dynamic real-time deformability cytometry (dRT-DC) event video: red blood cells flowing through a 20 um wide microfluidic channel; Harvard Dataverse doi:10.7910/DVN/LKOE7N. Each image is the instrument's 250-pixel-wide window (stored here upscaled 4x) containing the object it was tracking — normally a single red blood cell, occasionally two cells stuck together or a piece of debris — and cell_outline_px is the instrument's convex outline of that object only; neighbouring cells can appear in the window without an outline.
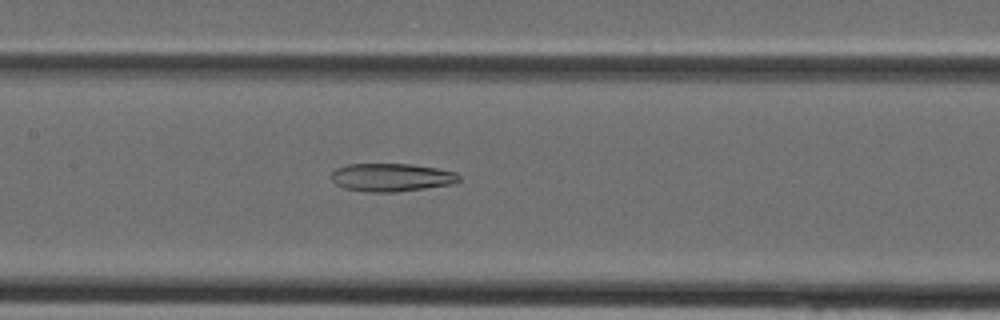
{"species": "Egyptian fruit bat (a non-hibernating species)", "species_latin": "Rousettus aegyptiacus", "temperature_condition": "cold", "stored_images_in_passage": 33, "camera_frame_rate_fps": 3000, "um_per_image_px": 0.085, "animal": {"sex": "female"}, "frame": {"image": 1, "passage_image": 13, "time_ms": 4.0, "image_size_px": [1000, 320], "cell_outline_px": [[460, 180], [452, 184], [396, 192], [368, 192], [344, 188], [336, 184], [332, 180], [332, 172], [336, 168], [348, 164], [412, 164], [436, 168], [456, 172], [460, 176]], "centroid_in_image_um": [33.27, 15.07], "position_along_channel_um": 174.1, "area_um2": 20.87}}
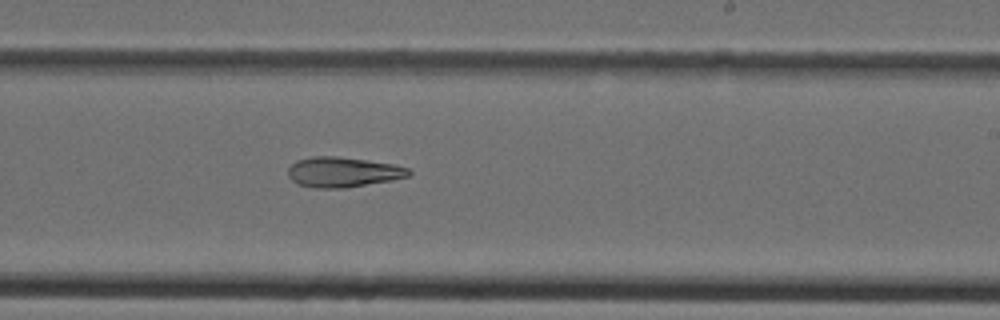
{"frame": {"image": 2, "passage_image": 18, "time_ms": 5.667, "image_size_px": [1000, 320], "cell_outline_px": [[412, 172], [408, 176], [392, 180], [344, 188], [312, 188], [296, 184], [288, 176], [288, 168], [296, 160], [312, 156], [336, 156], [392, 164], [408, 168]], "centroid_in_image_um": [29.1, 14.63], "position_along_channel_um": 259.9, "area_um2": 21.15}}
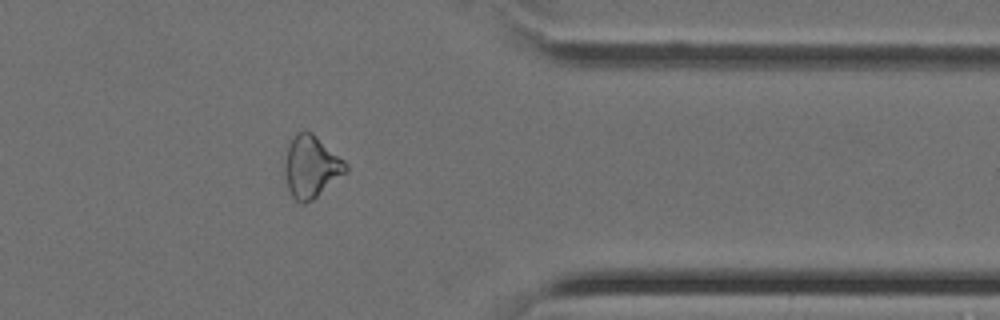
{"frame": {"image": 3, "passage_image": 26, "time_ms": 8.333, "image_size_px": [1000, 320], "cell_outline_px": [[348, 168], [344, 172], [312, 200], [304, 204], [300, 204], [292, 196], [288, 188], [284, 172], [284, 164], [288, 148], [292, 136], [296, 132], [304, 128], [312, 132], [344, 160], [348, 164]], "centroid_in_image_um": [26.41, 14.13], "position_along_channel_um": 385.0, "area_um2": 21.85}}